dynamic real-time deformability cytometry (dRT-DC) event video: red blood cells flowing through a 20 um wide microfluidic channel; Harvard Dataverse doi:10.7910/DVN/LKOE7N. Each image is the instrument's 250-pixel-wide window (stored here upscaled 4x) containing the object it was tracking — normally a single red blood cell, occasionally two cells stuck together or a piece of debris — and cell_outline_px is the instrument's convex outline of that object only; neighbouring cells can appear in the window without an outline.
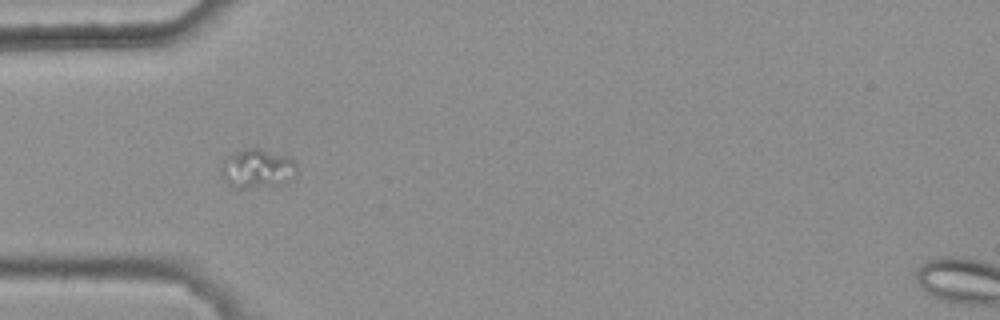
{"species": "common noctule bat (a hibernating species)", "species_latin": "Nyctalus noctula", "temperature_condition": "warm", "stored_images_in_passage": 5, "camera_frame_rate_fps": 3000, "um_per_image_px": 0.085, "animal": {"sex": "female", "body_mass_g": 25.1}, "frame": {"image": 1, "passage_image": 5, "time_ms": 1.333, "image_size_px": [1000, 320], "cell_outline_px": [[296, 176], [292, 180], [276, 188], [228, 188], [220, 172], [220, 164], [224, 160], [236, 152], [248, 148], [256, 148], [284, 156], [292, 160], [296, 164]], "centroid_in_image_um": [21.86, 14.42], "position_along_channel_um": 63.1, "area_um2": 17.69}}